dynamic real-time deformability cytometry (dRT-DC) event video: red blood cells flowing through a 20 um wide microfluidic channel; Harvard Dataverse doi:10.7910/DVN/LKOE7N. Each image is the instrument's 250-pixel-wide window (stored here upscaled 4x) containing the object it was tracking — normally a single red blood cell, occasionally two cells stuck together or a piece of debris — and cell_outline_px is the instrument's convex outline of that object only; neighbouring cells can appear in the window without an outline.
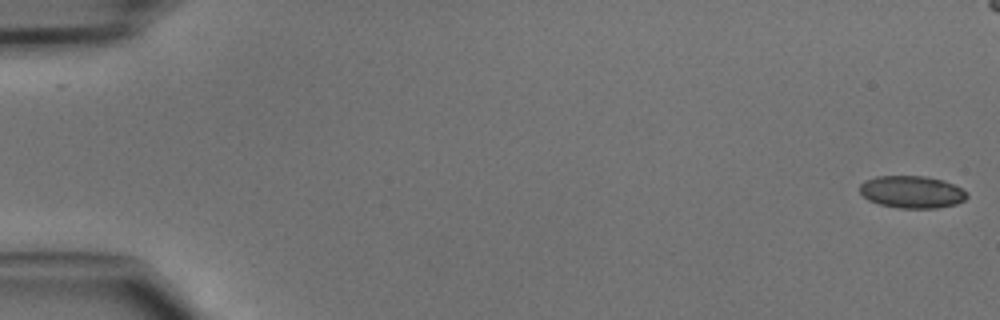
{"species": "common noctule bat (a hibernating species)", "species_latin": "Nyctalus noctula", "temperature_condition": "cold", "stored_images_in_passage": 48, "camera_frame_rate_fps": 3000, "um_per_image_px": 0.085, "animal": {"sex": "male", "body_mass_g": 15.6}, "frame": {"image": 1, "passage_image": 1, "time_ms": 0.0, "image_size_px": [1000, 320], "cell_outline_px": [[968, 196], [964, 200], [956, 204], [936, 208], [900, 208], [880, 204], [868, 200], [860, 192], [860, 184], [864, 180], [876, 176], [924, 176], [944, 180], [968, 192]], "centroid_in_image_um": [77.5, 16.31], "position_along_channel_um": 7.5, "area_um2": 20.17}}
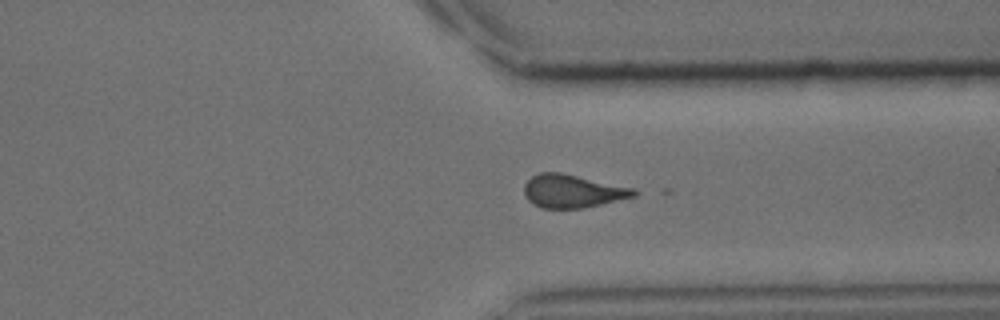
{"frame": {"image": 2, "passage_image": 36, "time_ms": 11.667, "image_size_px": [1000, 320], "cell_outline_px": [[644, 192], [636, 196], [584, 208], [544, 208], [532, 204], [524, 196], [524, 184], [532, 176], [540, 172], [564, 172], [636, 188]], "centroid_in_image_um": [48.73, 16.23], "position_along_channel_um": 362.7, "area_um2": 21.73}}
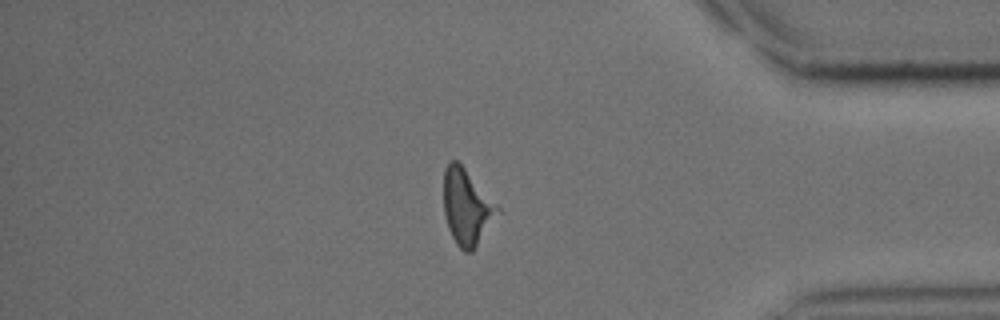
{"frame": {"image": 3, "passage_image": 40, "time_ms": 13.0, "image_size_px": [1000, 320], "cell_outline_px": [[500, 208], [472, 252], [464, 252], [456, 244], [448, 228], [444, 216], [444, 168], [452, 160], [456, 160], [464, 168]], "centroid_in_image_um": [39.63, 17.6], "position_along_channel_um": 395.6, "area_um2": 23.0}}